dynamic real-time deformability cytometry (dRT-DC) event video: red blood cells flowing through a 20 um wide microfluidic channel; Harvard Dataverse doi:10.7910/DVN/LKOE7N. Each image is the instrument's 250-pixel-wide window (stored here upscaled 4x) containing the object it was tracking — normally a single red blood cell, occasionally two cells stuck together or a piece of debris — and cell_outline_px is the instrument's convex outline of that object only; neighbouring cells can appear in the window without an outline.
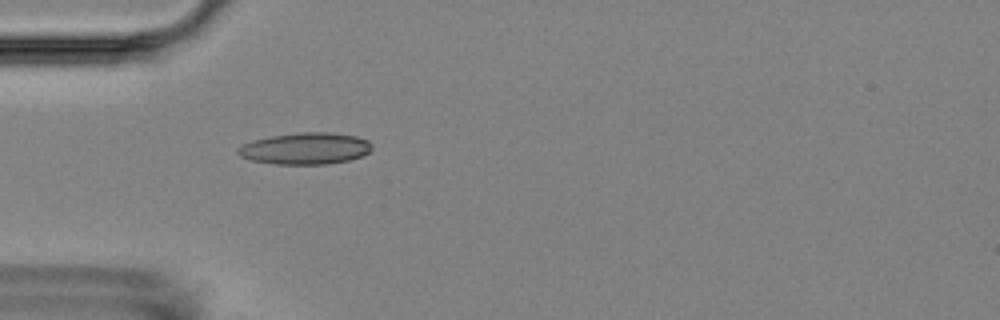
{"species": "Egyptian fruit bat (a non-hibernating species)", "species_latin": "Rousettus aegyptiacus", "temperature_condition": "room temperature", "stored_images_in_passage": 2, "camera_frame_rate_fps": 3000, "um_per_image_px": 0.085, "animal": {"sex": "female"}, "frame": {"image": 1, "passage_image": 2, "time_ms": 1.0, "image_size_px": [1000, 320], "cell_outline_px": [[372, 148], [368, 152], [360, 156], [348, 160], [328, 164], [276, 164], [252, 160], [240, 156], [236, 152], [236, 148], [252, 140], [272, 136], [300, 132], [332, 132], [356, 136], [368, 140], [372, 144]], "centroid_in_image_um": [25.95, 12.61], "position_along_channel_um": 59.0, "area_um2": 24.68}}